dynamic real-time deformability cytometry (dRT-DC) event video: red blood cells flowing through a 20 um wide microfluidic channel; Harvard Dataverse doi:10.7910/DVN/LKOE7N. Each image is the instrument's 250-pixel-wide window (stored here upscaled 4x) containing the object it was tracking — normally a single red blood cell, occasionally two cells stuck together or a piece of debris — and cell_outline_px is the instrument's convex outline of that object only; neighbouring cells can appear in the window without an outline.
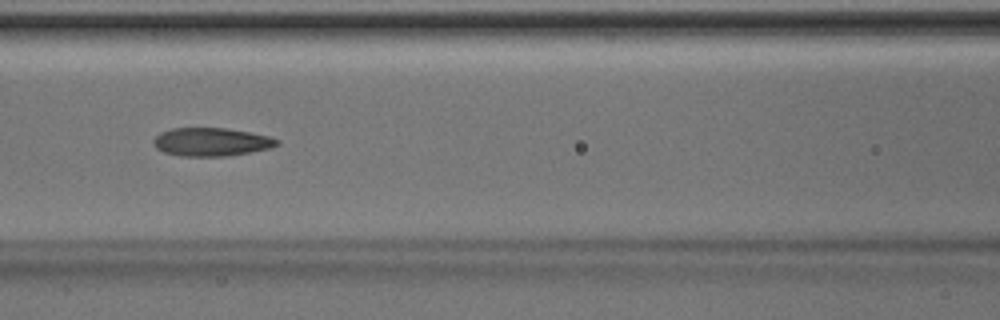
{"species": "Egyptian fruit bat (a non-hibernating species)", "species_latin": "Rousettus aegyptiacus", "temperature_condition": "room temperature", "stored_images_in_passage": 7, "camera_frame_rate_fps": 3000, "um_per_image_px": 0.085, "animal": {"sex": "male"}, "frame": {"image": 1, "passage_image": 7, "time_ms": 2.0, "image_size_px": [1000, 320], "cell_outline_px": [[280, 144], [272, 148], [252, 152], [224, 156], [180, 156], [164, 152], [156, 148], [152, 144], [152, 140], [160, 132], [172, 128], [224, 128], [248, 132], [268, 136], [280, 140]], "centroid_in_image_um": [17.96, 12.07], "position_along_channel_um": 148.6, "area_um2": 20.46}}